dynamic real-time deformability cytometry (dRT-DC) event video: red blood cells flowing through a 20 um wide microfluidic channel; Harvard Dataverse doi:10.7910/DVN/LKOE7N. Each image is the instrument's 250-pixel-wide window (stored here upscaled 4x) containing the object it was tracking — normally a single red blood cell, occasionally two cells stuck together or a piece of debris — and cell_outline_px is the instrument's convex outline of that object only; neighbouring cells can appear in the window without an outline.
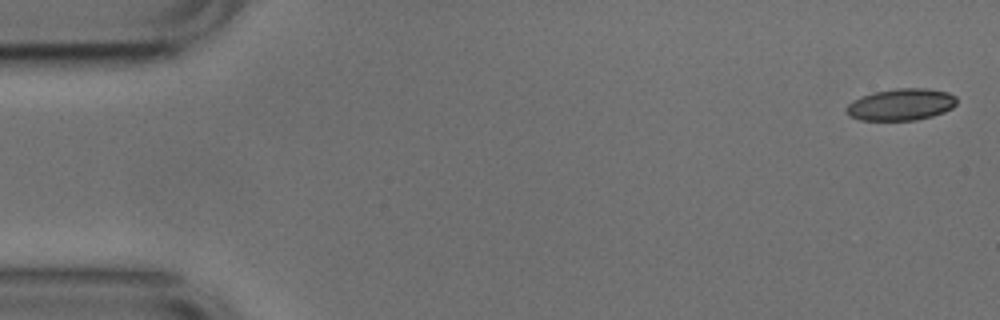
{"species": "common noctule bat (a hibernating species)", "species_latin": "Nyctalus noctula", "temperature_condition": "cold", "stored_images_in_passage": 19, "camera_frame_rate_fps": 3000, "um_per_image_px": 0.085, "animal": {"sex": "male", "body_mass_g": 17.9, "forearm_length_mm": 54.2}, "frame": {"image": 1, "passage_image": 1, "time_ms": 0.0, "image_size_px": [1000, 320], "cell_outline_px": [[956, 104], [952, 108], [944, 112], [932, 116], [916, 120], [860, 120], [848, 116], [844, 112], [844, 108], [852, 100], [860, 96], [872, 92], [896, 88], [928, 88], [948, 92], [956, 96]], "centroid_in_image_um": [76.54, 8.88], "position_along_channel_um": 8.5, "area_um2": 20.81}}
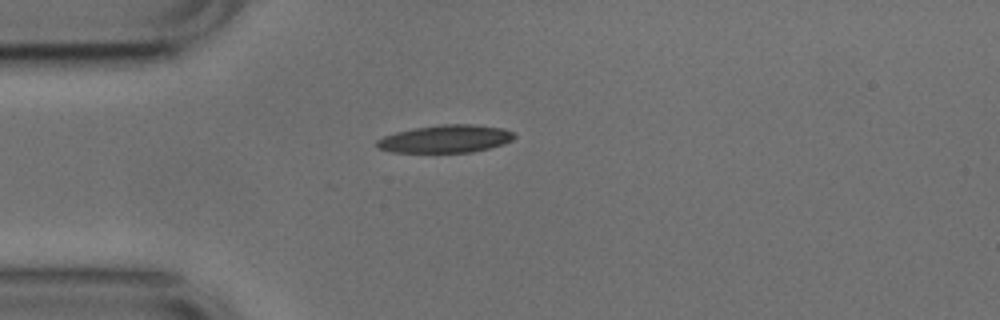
{"frame": {"image": 2, "passage_image": 13, "time_ms": 4.0, "image_size_px": [1000, 320], "cell_outline_px": [[516, 136], [512, 140], [504, 144], [472, 152], [392, 152], [376, 148], [376, 140], [384, 136], [396, 132], [416, 128], [440, 124], [472, 124], [504, 128], [516, 132]], "centroid_in_image_um": [37.9, 11.8], "position_along_channel_um": 47.1, "area_um2": 22.31}}